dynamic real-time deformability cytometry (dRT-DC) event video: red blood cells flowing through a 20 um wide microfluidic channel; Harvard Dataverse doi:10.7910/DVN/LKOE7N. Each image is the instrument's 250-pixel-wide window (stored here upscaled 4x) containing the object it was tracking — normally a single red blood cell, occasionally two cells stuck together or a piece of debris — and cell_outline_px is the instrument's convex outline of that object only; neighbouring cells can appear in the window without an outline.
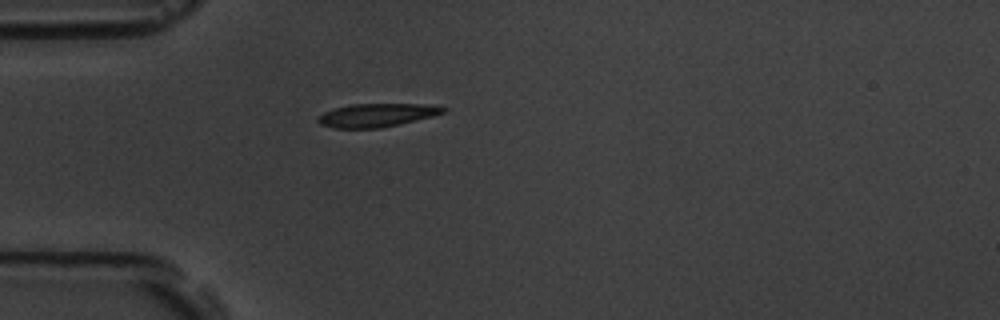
{"species": "common noctule bat (a hibernating species)", "species_latin": "Nyctalus noctula", "temperature_condition": "room temperature", "stored_images_in_passage": 1, "camera_frame_rate_fps": 3000, "um_per_image_px": 0.085, "animal": {"sex": "male", "body_mass_g": 19.5, "forearm_length_mm": 54.6}, "frame": {"image": 1, "passage_image": 1, "time_ms": 0.0, "image_size_px": [1000, 320], "cell_outline_px": [[448, 108], [444, 112], [432, 116], [380, 128], [336, 128], [320, 124], [316, 120], [324, 112], [336, 108], [352, 104], [432, 104]], "centroid_in_image_um": [32.04, 9.78], "position_along_channel_um": 53.0, "area_um2": 16.82}}